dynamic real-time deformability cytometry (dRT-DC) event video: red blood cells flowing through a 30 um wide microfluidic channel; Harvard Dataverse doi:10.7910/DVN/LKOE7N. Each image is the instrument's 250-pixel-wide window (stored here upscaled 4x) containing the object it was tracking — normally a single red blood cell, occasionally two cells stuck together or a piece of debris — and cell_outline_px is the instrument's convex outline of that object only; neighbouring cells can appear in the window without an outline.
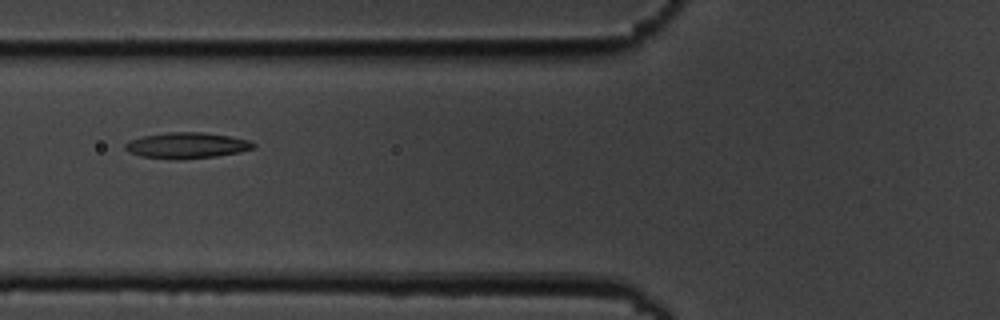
{"species": "common noctule bat (a hibernating species)", "species_latin": "Nyctalus noctula", "temperature_condition": "cold", "stored_images_in_passage": 10, "camera_frame_rate_fps": 3000, "um_per_image_px": 0.085, "animal": {"sex": "male", "body_mass_g": 19.5, "forearm_length_mm": 54.6}, "frame": {"image": 1, "passage_image": 6, "time_ms": 5.667, "image_size_px": [1000, 320], "cell_outline_px": [[256, 148], [240, 152], [216, 156], [180, 160], [176, 160], [140, 156], [128, 152], [124, 148], [124, 144], [128, 140], [144, 136], [168, 132], [204, 132], [228, 136], [248, 140], [256, 144]], "centroid_in_image_um": [15.86, 12.37], "position_along_channel_um": 109.9, "area_um2": 19.54}}
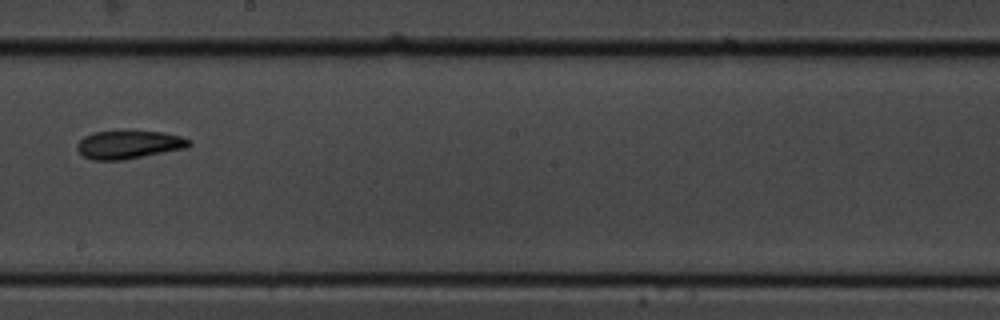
{"frame": {"image": 2, "passage_image": 9, "time_ms": 9.333, "image_size_px": [1000, 320], "cell_outline_px": [[192, 144], [188, 148], [120, 160], [92, 160], [84, 156], [76, 148], [76, 144], [84, 136], [96, 132], [128, 128], [160, 132], [180, 136], [192, 140]], "centroid_in_image_um": [10.96, 12.25], "position_along_channel_um": 237.2, "area_um2": 19.02}}
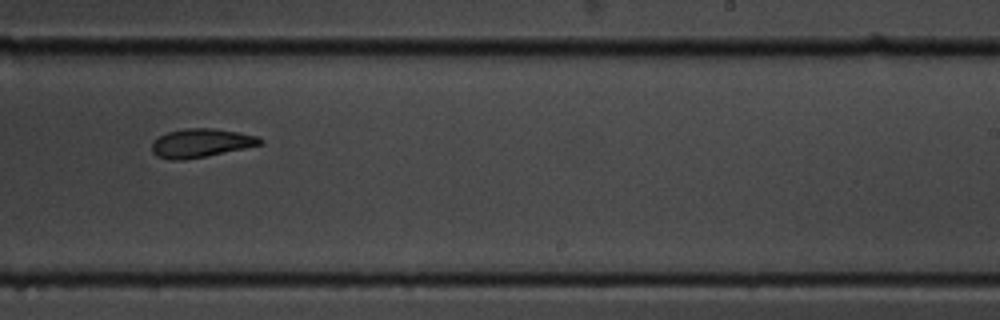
{"frame": {"image": 3, "passage_image": 10, "time_ms": 10.333, "image_size_px": [1000, 320], "cell_outline_px": [[264, 144], [184, 160], [172, 160], [156, 156], [152, 152], [152, 144], [160, 136], [168, 132], [184, 128], [216, 128], [256, 136], [264, 140]], "centroid_in_image_um": [17.08, 12.15], "position_along_channel_um": 271.9, "area_um2": 17.86}}